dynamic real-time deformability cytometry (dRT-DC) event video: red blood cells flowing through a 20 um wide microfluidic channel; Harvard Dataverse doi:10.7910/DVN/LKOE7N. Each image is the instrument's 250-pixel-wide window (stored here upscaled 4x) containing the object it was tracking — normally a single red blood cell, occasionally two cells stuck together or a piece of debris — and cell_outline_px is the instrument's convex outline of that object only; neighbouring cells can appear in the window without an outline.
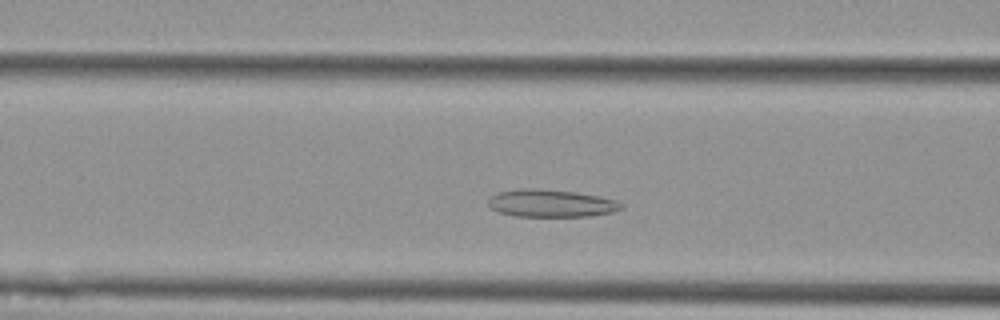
{"species": "Egyptian fruit bat (a non-hibernating species)", "species_latin": "Rousettus aegyptiacus", "temperature_condition": "cold", "stored_images_in_passage": 42, "camera_frame_rate_fps": 3000, "um_per_image_px": 0.085, "animal": {"sex": "female"}, "frame": {"image": 1, "passage_image": 12, "time_ms": 3.667, "image_size_px": [1000, 320], "cell_outline_px": [[624, 208], [612, 212], [592, 216], [512, 216], [500, 212], [492, 208], [488, 204], [488, 196], [496, 192], [520, 188], [540, 188], [576, 192], [616, 200], [624, 204]], "centroid_in_image_um": [46.81, 17.27], "position_along_channel_um": 119.8, "area_um2": 21.56}}
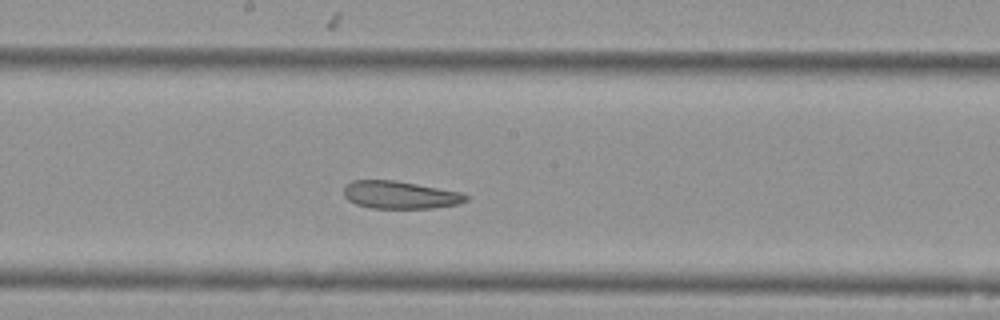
{"frame": {"image": 2, "passage_image": 20, "time_ms": 6.333, "image_size_px": [1000, 320], "cell_outline_px": [[468, 200], [460, 204], [432, 208], [372, 208], [356, 204], [348, 200], [344, 196], [344, 184], [352, 180], [396, 180], [460, 192], [468, 196]], "centroid_in_image_um": [33.98, 16.56], "position_along_channel_um": 214.2, "area_um2": 19.77}}
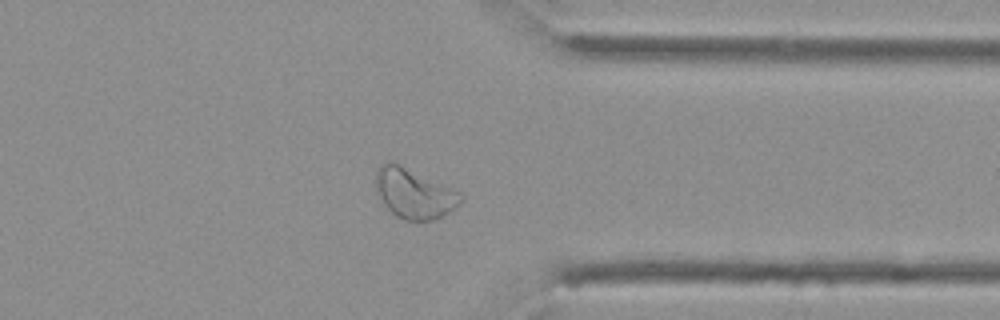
{"frame": {"image": 3, "passage_image": 34, "time_ms": 11.0, "image_size_px": [1000, 320], "cell_outline_px": [[464, 200], [448, 212], [436, 220], [404, 220], [396, 216], [384, 204], [376, 192], [376, 168], [384, 160], [392, 160], [460, 192], [464, 196]], "centroid_in_image_um": [35.17, 16.41], "position_along_channel_um": 376.2, "area_um2": 24.85}}